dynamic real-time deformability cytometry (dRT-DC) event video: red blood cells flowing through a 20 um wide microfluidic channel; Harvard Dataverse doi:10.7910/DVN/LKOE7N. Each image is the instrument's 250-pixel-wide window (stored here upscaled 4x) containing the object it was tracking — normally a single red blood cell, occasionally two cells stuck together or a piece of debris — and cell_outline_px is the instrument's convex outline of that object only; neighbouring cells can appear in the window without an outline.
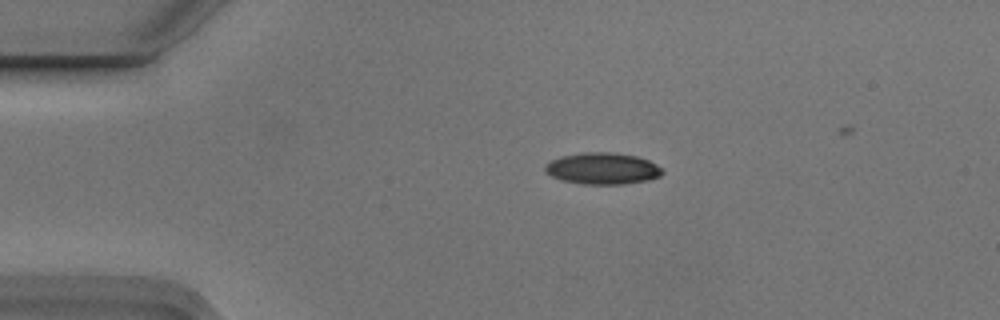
{"species": "Egyptian fruit bat (a non-hibernating species)", "species_latin": "Rousettus aegyptiacus", "temperature_condition": "cold", "stored_images_in_passage": 3, "camera_frame_rate_fps": 3000, "um_per_image_px": 0.085, "animal": {"sex": "male"}, "frame": {"image": 1, "passage_image": 2, "time_ms": 0.333, "image_size_px": [1000, 320], "cell_outline_px": [[664, 172], [660, 176], [648, 180], [624, 184], [584, 184], [564, 180], [552, 176], [544, 172], [544, 164], [560, 156], [580, 152], [616, 152], [636, 156], [648, 160], [664, 168]], "centroid_in_image_um": [51.22, 14.31], "position_along_channel_um": 33.8, "area_um2": 21.79}}